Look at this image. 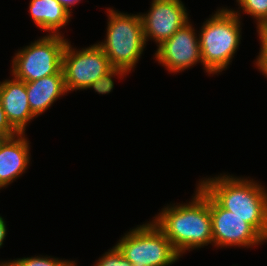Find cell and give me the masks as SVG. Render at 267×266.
Returning a JSON list of instances; mask_svg holds the SVG:
<instances>
[{
	"label": "cell",
	"mask_w": 267,
	"mask_h": 266,
	"mask_svg": "<svg viewBox=\"0 0 267 266\" xmlns=\"http://www.w3.org/2000/svg\"><path fill=\"white\" fill-rule=\"evenodd\" d=\"M195 189L189 202L167 204L152 218L180 257L213 245L210 195L199 184Z\"/></svg>",
	"instance_id": "6da1fadb"
},
{
	"label": "cell",
	"mask_w": 267,
	"mask_h": 266,
	"mask_svg": "<svg viewBox=\"0 0 267 266\" xmlns=\"http://www.w3.org/2000/svg\"><path fill=\"white\" fill-rule=\"evenodd\" d=\"M198 182L222 208L251 224L267 240V188L261 182L225 173Z\"/></svg>",
	"instance_id": "7a4b0ae2"
},
{
	"label": "cell",
	"mask_w": 267,
	"mask_h": 266,
	"mask_svg": "<svg viewBox=\"0 0 267 266\" xmlns=\"http://www.w3.org/2000/svg\"><path fill=\"white\" fill-rule=\"evenodd\" d=\"M200 27L199 43L203 70L208 76L227 70L242 40V18L218 9Z\"/></svg>",
	"instance_id": "3957f363"
},
{
	"label": "cell",
	"mask_w": 267,
	"mask_h": 266,
	"mask_svg": "<svg viewBox=\"0 0 267 266\" xmlns=\"http://www.w3.org/2000/svg\"><path fill=\"white\" fill-rule=\"evenodd\" d=\"M106 10V37L96 44L107 55L113 68L123 69L129 74L136 68L147 46L141 16L139 13L128 14L109 7Z\"/></svg>",
	"instance_id": "277c9868"
},
{
	"label": "cell",
	"mask_w": 267,
	"mask_h": 266,
	"mask_svg": "<svg viewBox=\"0 0 267 266\" xmlns=\"http://www.w3.org/2000/svg\"><path fill=\"white\" fill-rule=\"evenodd\" d=\"M115 247L132 266H170L180 258L152 220L124 233Z\"/></svg>",
	"instance_id": "5b68a950"
},
{
	"label": "cell",
	"mask_w": 267,
	"mask_h": 266,
	"mask_svg": "<svg viewBox=\"0 0 267 266\" xmlns=\"http://www.w3.org/2000/svg\"><path fill=\"white\" fill-rule=\"evenodd\" d=\"M63 35H43L18 49L11 60L10 74L31 82L57 74L62 69V55L68 42Z\"/></svg>",
	"instance_id": "8992f818"
},
{
	"label": "cell",
	"mask_w": 267,
	"mask_h": 266,
	"mask_svg": "<svg viewBox=\"0 0 267 266\" xmlns=\"http://www.w3.org/2000/svg\"><path fill=\"white\" fill-rule=\"evenodd\" d=\"M72 46L68 40L62 55V72L68 93L86 90L113 68L107 55L96 43L82 49Z\"/></svg>",
	"instance_id": "52a82bcc"
},
{
	"label": "cell",
	"mask_w": 267,
	"mask_h": 266,
	"mask_svg": "<svg viewBox=\"0 0 267 266\" xmlns=\"http://www.w3.org/2000/svg\"><path fill=\"white\" fill-rule=\"evenodd\" d=\"M213 246L219 249L229 247L254 248L267 240L242 218L222 208L210 196Z\"/></svg>",
	"instance_id": "ba28073f"
},
{
	"label": "cell",
	"mask_w": 267,
	"mask_h": 266,
	"mask_svg": "<svg viewBox=\"0 0 267 266\" xmlns=\"http://www.w3.org/2000/svg\"><path fill=\"white\" fill-rule=\"evenodd\" d=\"M197 32V33H196ZM154 59L169 73H180L203 61L199 33L191 21L178 29L169 39L156 48Z\"/></svg>",
	"instance_id": "9c48e42d"
},
{
	"label": "cell",
	"mask_w": 267,
	"mask_h": 266,
	"mask_svg": "<svg viewBox=\"0 0 267 266\" xmlns=\"http://www.w3.org/2000/svg\"><path fill=\"white\" fill-rule=\"evenodd\" d=\"M139 14L146 44L153 40L157 46L191 20L181 0H152L147 13Z\"/></svg>",
	"instance_id": "30bf717a"
},
{
	"label": "cell",
	"mask_w": 267,
	"mask_h": 266,
	"mask_svg": "<svg viewBox=\"0 0 267 266\" xmlns=\"http://www.w3.org/2000/svg\"><path fill=\"white\" fill-rule=\"evenodd\" d=\"M25 135L18 133L0 141V190L7 188L29 168L31 145Z\"/></svg>",
	"instance_id": "8fae6325"
},
{
	"label": "cell",
	"mask_w": 267,
	"mask_h": 266,
	"mask_svg": "<svg viewBox=\"0 0 267 266\" xmlns=\"http://www.w3.org/2000/svg\"><path fill=\"white\" fill-rule=\"evenodd\" d=\"M10 75V79L0 81L2 107L11 126L18 133H25L28 124L37 117L30 109L25 82Z\"/></svg>",
	"instance_id": "7c38bea8"
},
{
	"label": "cell",
	"mask_w": 267,
	"mask_h": 266,
	"mask_svg": "<svg viewBox=\"0 0 267 266\" xmlns=\"http://www.w3.org/2000/svg\"><path fill=\"white\" fill-rule=\"evenodd\" d=\"M28 102L32 113L38 117L48 110L54 102L68 94L62 69L54 75L31 82H25Z\"/></svg>",
	"instance_id": "4fadbf2b"
},
{
	"label": "cell",
	"mask_w": 267,
	"mask_h": 266,
	"mask_svg": "<svg viewBox=\"0 0 267 266\" xmlns=\"http://www.w3.org/2000/svg\"><path fill=\"white\" fill-rule=\"evenodd\" d=\"M29 14L33 23L48 35H63L60 31L71 21L72 14L57 0H30Z\"/></svg>",
	"instance_id": "5bb4252c"
},
{
	"label": "cell",
	"mask_w": 267,
	"mask_h": 266,
	"mask_svg": "<svg viewBox=\"0 0 267 266\" xmlns=\"http://www.w3.org/2000/svg\"><path fill=\"white\" fill-rule=\"evenodd\" d=\"M238 6V10L228 7H220V9L233 11L240 18L241 13L250 15L251 18L255 19L257 31L267 28V0H243Z\"/></svg>",
	"instance_id": "9a60e30c"
},
{
	"label": "cell",
	"mask_w": 267,
	"mask_h": 266,
	"mask_svg": "<svg viewBox=\"0 0 267 266\" xmlns=\"http://www.w3.org/2000/svg\"><path fill=\"white\" fill-rule=\"evenodd\" d=\"M9 266H78L76 260L38 255L9 260Z\"/></svg>",
	"instance_id": "2e32d148"
},
{
	"label": "cell",
	"mask_w": 267,
	"mask_h": 266,
	"mask_svg": "<svg viewBox=\"0 0 267 266\" xmlns=\"http://www.w3.org/2000/svg\"><path fill=\"white\" fill-rule=\"evenodd\" d=\"M128 76V73L120 68H112L108 71L105 75L98 78L94 83H92L89 87L86 88L90 90H94L98 94L105 95L109 94L114 89V77L117 76L118 78H124Z\"/></svg>",
	"instance_id": "e0dca14e"
},
{
	"label": "cell",
	"mask_w": 267,
	"mask_h": 266,
	"mask_svg": "<svg viewBox=\"0 0 267 266\" xmlns=\"http://www.w3.org/2000/svg\"><path fill=\"white\" fill-rule=\"evenodd\" d=\"M93 266H132V264L123 257L119 250L112 246L101 257L98 258Z\"/></svg>",
	"instance_id": "ac0fdd59"
},
{
	"label": "cell",
	"mask_w": 267,
	"mask_h": 266,
	"mask_svg": "<svg viewBox=\"0 0 267 266\" xmlns=\"http://www.w3.org/2000/svg\"><path fill=\"white\" fill-rule=\"evenodd\" d=\"M260 41V50L254 61L255 67L267 78V28L257 31Z\"/></svg>",
	"instance_id": "d6986e66"
},
{
	"label": "cell",
	"mask_w": 267,
	"mask_h": 266,
	"mask_svg": "<svg viewBox=\"0 0 267 266\" xmlns=\"http://www.w3.org/2000/svg\"><path fill=\"white\" fill-rule=\"evenodd\" d=\"M17 134L18 132L11 126V124L9 123L6 117V114L2 107V101L0 98V138L8 139Z\"/></svg>",
	"instance_id": "ffe728a7"
},
{
	"label": "cell",
	"mask_w": 267,
	"mask_h": 266,
	"mask_svg": "<svg viewBox=\"0 0 267 266\" xmlns=\"http://www.w3.org/2000/svg\"><path fill=\"white\" fill-rule=\"evenodd\" d=\"M7 222L5 221V219L0 215V248L3 247L4 244V240L6 239L7 236Z\"/></svg>",
	"instance_id": "44dd1931"
},
{
	"label": "cell",
	"mask_w": 267,
	"mask_h": 266,
	"mask_svg": "<svg viewBox=\"0 0 267 266\" xmlns=\"http://www.w3.org/2000/svg\"><path fill=\"white\" fill-rule=\"evenodd\" d=\"M63 7H65L71 14L75 5L79 4L81 0H57Z\"/></svg>",
	"instance_id": "7402d4cb"
},
{
	"label": "cell",
	"mask_w": 267,
	"mask_h": 266,
	"mask_svg": "<svg viewBox=\"0 0 267 266\" xmlns=\"http://www.w3.org/2000/svg\"><path fill=\"white\" fill-rule=\"evenodd\" d=\"M0 266H9V260L0 261Z\"/></svg>",
	"instance_id": "603a6c76"
},
{
	"label": "cell",
	"mask_w": 267,
	"mask_h": 266,
	"mask_svg": "<svg viewBox=\"0 0 267 266\" xmlns=\"http://www.w3.org/2000/svg\"><path fill=\"white\" fill-rule=\"evenodd\" d=\"M243 0H236V2L238 3V5L242 2Z\"/></svg>",
	"instance_id": "cb8c5ba5"
}]
</instances>
